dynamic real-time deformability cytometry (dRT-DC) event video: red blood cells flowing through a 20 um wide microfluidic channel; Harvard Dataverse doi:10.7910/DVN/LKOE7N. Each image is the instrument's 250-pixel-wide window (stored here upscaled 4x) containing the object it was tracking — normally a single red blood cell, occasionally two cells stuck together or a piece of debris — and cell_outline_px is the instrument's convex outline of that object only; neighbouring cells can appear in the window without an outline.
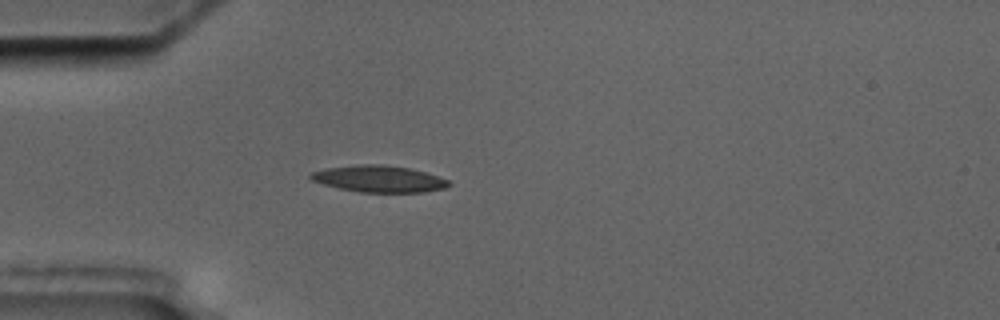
{"species": "common noctule bat (a hibernating species)", "species_latin": "Nyctalus noctula", "temperature_condition": "cold", "stored_images_in_passage": 3, "camera_frame_rate_fps": 3000, "um_per_image_px": 0.085, "animal": {"sex": "male", "body_mass_g": 17.5, "forearm_length_mm": 52.3}, "frame": {"image": 1, "passage_image": 3, "time_ms": 2.0, "image_size_px": [1000, 320], "cell_outline_px": [[452, 184], [444, 188], [424, 192], [360, 192], [340, 188], [324, 184], [312, 180], [308, 176], [312, 172], [324, 168], [360, 164], [384, 164], [408, 168], [424, 172], [448, 180]], "centroid_in_image_um": [32.19, 15.2], "position_along_channel_um": 52.8, "area_um2": 21.27}}